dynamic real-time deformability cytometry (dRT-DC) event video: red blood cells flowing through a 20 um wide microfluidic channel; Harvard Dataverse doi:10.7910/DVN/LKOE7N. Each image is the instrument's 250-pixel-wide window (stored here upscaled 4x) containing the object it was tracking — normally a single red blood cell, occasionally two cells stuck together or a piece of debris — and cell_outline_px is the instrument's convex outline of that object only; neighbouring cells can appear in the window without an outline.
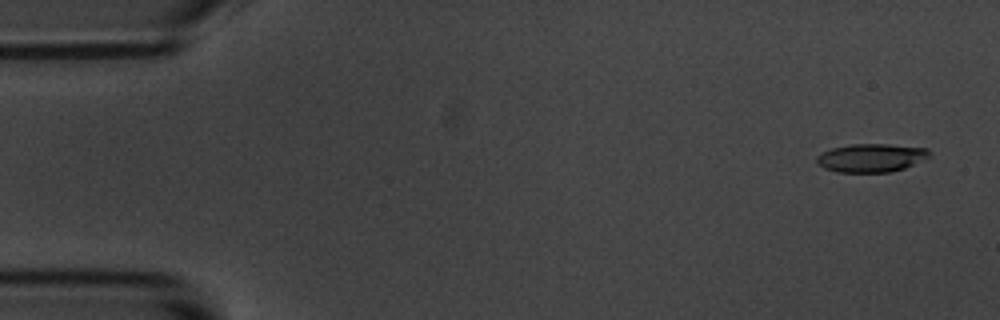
{"species": "common noctule bat (a hibernating species)", "species_latin": "Nyctalus noctula", "temperature_condition": "room temperature", "stored_images_in_passage": 5, "camera_frame_rate_fps": 3000, "um_per_image_px": 0.085, "animal": {"sex": "male", "body_mass_g": 20.1, "forearm_length_mm": 53.5}, "frame": {"image": 1, "passage_image": 1, "time_ms": 0.0, "image_size_px": [1000, 320], "cell_outline_px": [[932, 156], [904, 168], [888, 172], [836, 172], [824, 168], [816, 160], [816, 156], [820, 152], [832, 148], [852, 144], [888, 144], [928, 148], [932, 152]], "centroid_in_image_um": [74.07, 13.41], "position_along_channel_um": 10.9, "area_um2": 18.73}}